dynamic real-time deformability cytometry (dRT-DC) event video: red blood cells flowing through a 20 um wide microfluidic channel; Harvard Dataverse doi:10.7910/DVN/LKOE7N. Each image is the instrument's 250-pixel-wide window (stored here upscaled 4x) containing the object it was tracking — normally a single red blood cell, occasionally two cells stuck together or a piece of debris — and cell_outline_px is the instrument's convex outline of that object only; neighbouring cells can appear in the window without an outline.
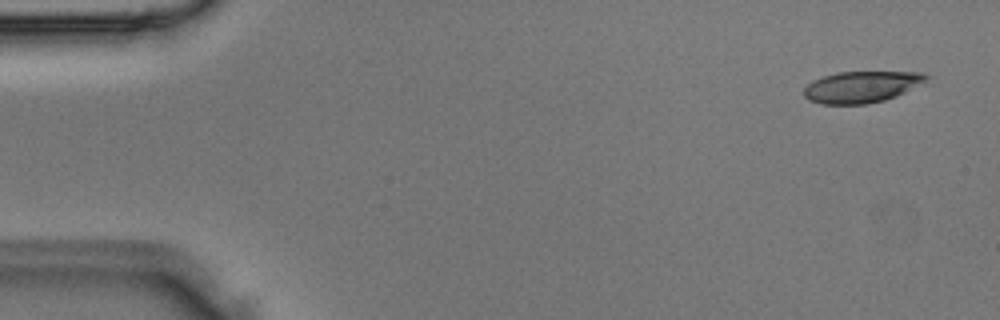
{"species": "Egyptian fruit bat (a non-hibernating species)", "species_latin": "Rousettus aegyptiacus", "temperature_condition": "room temperature", "stored_images_in_passage": 4, "camera_frame_rate_fps": 3000, "um_per_image_px": 0.085, "animal": {"sex": "male"}, "frame": {"image": 1, "passage_image": 1, "time_ms": 0.0, "image_size_px": [1000, 320], "cell_outline_px": [[932, 76], [904, 92], [896, 96], [884, 100], [864, 104], [820, 104], [808, 100], [804, 96], [804, 88], [812, 80], [824, 76], [840, 72], [924, 72]], "centroid_in_image_um": [73.2, 7.38], "position_along_channel_um": 11.8, "area_um2": 22.25}}